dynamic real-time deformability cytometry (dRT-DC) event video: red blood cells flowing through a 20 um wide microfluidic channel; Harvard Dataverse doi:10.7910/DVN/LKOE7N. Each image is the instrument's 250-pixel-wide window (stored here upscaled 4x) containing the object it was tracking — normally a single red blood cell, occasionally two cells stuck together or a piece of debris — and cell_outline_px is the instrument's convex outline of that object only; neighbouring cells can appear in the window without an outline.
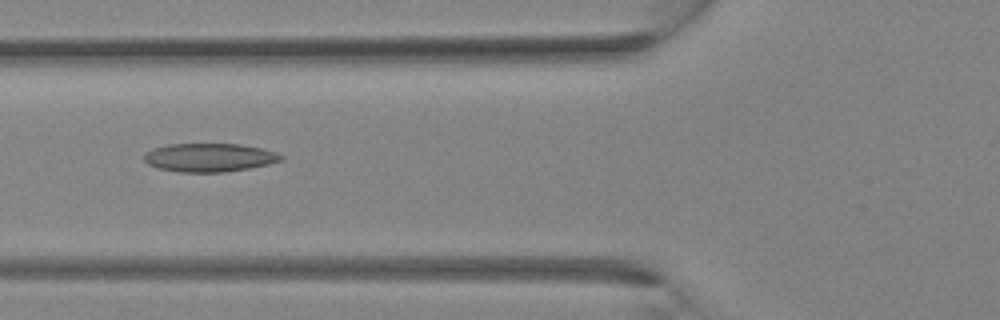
{"species": "Egyptian fruit bat (a non-hibernating species)", "species_latin": "Rousettus aegyptiacus", "temperature_condition": "room temperature", "stored_images_in_passage": 33, "camera_frame_rate_fps": 3000, "um_per_image_px": 0.085, "animal": {"sex": "female"}, "frame": {"image": 1, "passage_image": 13, "time_ms": 4.0, "image_size_px": [1000, 320], "cell_outline_px": [[284, 160], [268, 164], [248, 168], [224, 172], [180, 172], [156, 168], [148, 164], [144, 160], [144, 152], [152, 148], [168, 144], [240, 144], [260, 148], [276, 152], [284, 156]], "centroid_in_image_um": [17.77, 13.39], "position_along_channel_um": 108.0, "area_um2": 22.83}}
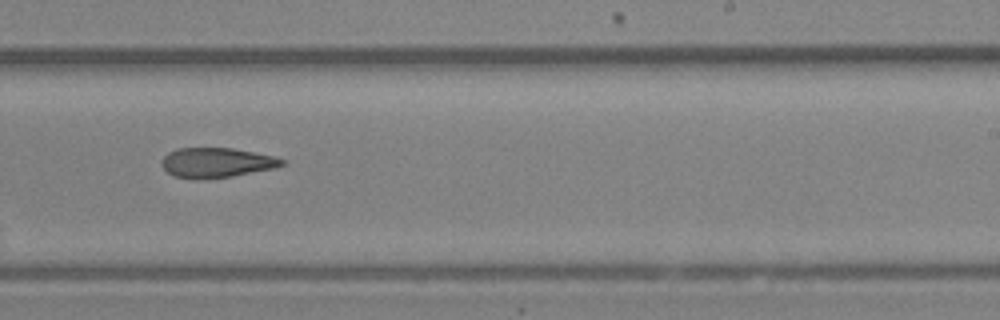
{"frame": {"image": 2, "passage_image": 21, "time_ms": 6.667, "image_size_px": [1000, 320], "cell_outline_px": [[284, 164], [276, 168], [232, 176], [196, 180], [176, 176], [168, 172], [160, 164], [160, 160], [168, 152], [176, 148], [232, 148], [272, 156], [284, 160]], "centroid_in_image_um": [18.36, 13.83], "position_along_channel_um": 270.6, "area_um2": 20.87}}
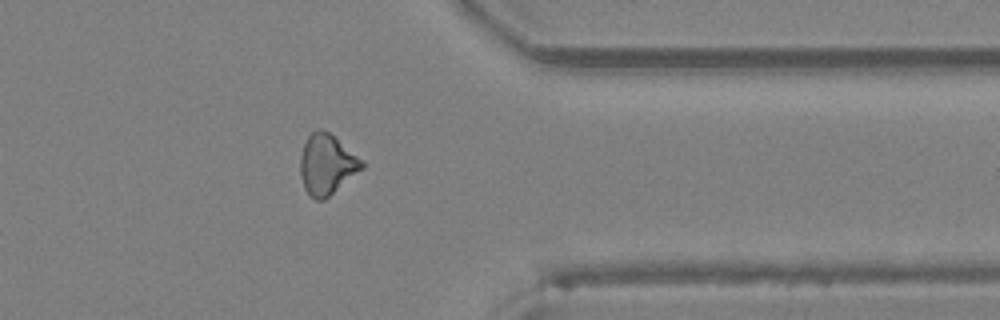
{"frame": {"image": 3, "passage_image": 27, "time_ms": 8.667, "image_size_px": [1000, 320], "cell_outline_px": [[364, 168], [324, 200], [316, 200], [308, 196], [304, 188], [300, 176], [300, 156], [304, 144], [308, 136], [312, 132], [320, 128], [328, 132], [356, 156], [364, 164]], "centroid_in_image_um": [27.73, 14.02], "position_along_channel_um": 383.7, "area_um2": 21.33}}